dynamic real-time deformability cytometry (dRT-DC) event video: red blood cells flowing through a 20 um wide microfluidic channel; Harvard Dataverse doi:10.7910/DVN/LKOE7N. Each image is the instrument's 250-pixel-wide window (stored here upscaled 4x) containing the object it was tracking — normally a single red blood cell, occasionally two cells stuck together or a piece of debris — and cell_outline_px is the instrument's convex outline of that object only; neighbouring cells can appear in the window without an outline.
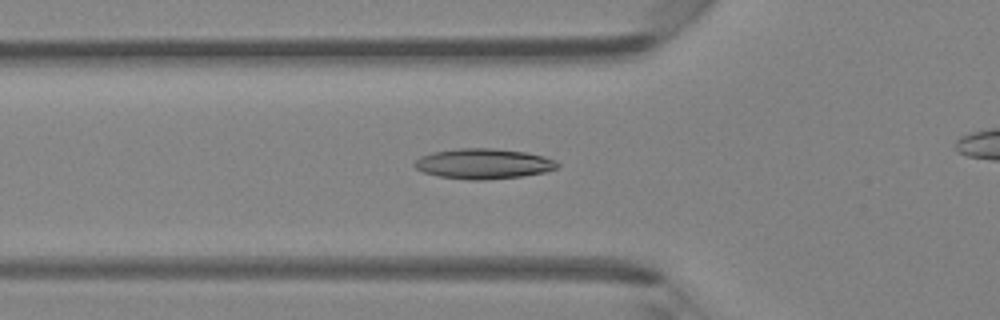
{"species": "Egyptian fruit bat (a non-hibernating species)", "species_latin": "Rousettus aegyptiacus", "temperature_condition": "room temperature", "stored_images_in_passage": 32, "camera_frame_rate_fps": 3000, "um_per_image_px": 0.085, "animal": {"sex": "female"}, "frame": {"image": 1, "passage_image": 8, "time_ms": 2.333, "image_size_px": [1000, 320], "cell_outline_px": [[560, 164], [556, 168], [544, 172], [524, 176], [484, 180], [468, 180], [440, 176], [424, 172], [416, 168], [412, 164], [420, 156], [432, 152], [460, 148], [492, 148], [524, 152], [544, 156], [556, 160]], "centroid_in_image_um": [41.1, 13.92], "position_along_channel_um": 84.7, "area_um2": 25.2}}
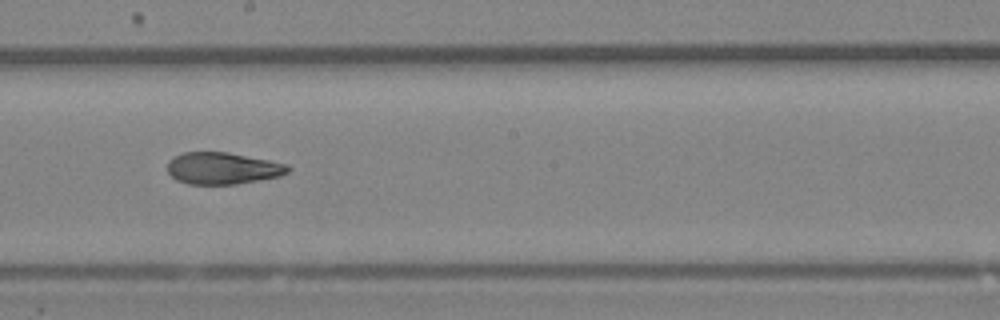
{"frame": {"image": 2, "passage_image": 18, "time_ms": 5.667, "image_size_px": [1000, 320], "cell_outline_px": [[292, 168], [288, 172], [280, 176], [236, 184], [188, 184], [176, 180], [168, 172], [168, 160], [172, 156], [184, 152], [228, 152], [288, 164]], "centroid_in_image_um": [18.91, 14.3], "position_along_channel_um": 229.3, "area_um2": 22.43}}
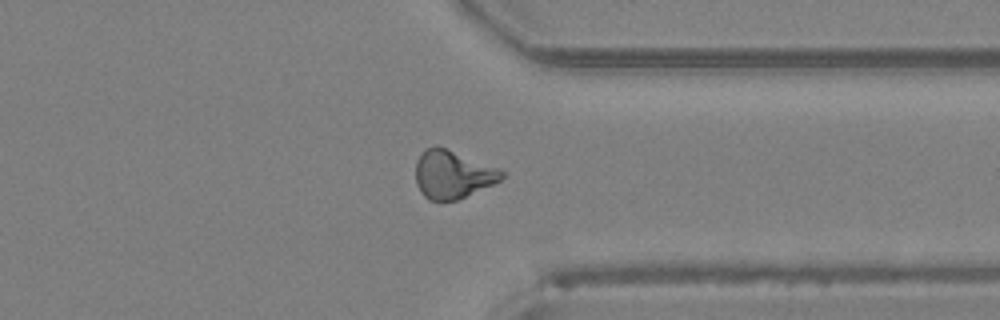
{"frame": {"image": 3, "passage_image": 28, "time_ms": 9.0, "image_size_px": [1000, 320], "cell_outline_px": [[508, 172], [500, 180], [492, 184], [456, 200], [428, 200], [420, 192], [416, 184], [416, 160], [424, 148], [436, 144], [500, 168]], "centroid_in_image_um": [38.46, 14.79], "position_along_channel_um": 372.9, "area_um2": 24.33}}